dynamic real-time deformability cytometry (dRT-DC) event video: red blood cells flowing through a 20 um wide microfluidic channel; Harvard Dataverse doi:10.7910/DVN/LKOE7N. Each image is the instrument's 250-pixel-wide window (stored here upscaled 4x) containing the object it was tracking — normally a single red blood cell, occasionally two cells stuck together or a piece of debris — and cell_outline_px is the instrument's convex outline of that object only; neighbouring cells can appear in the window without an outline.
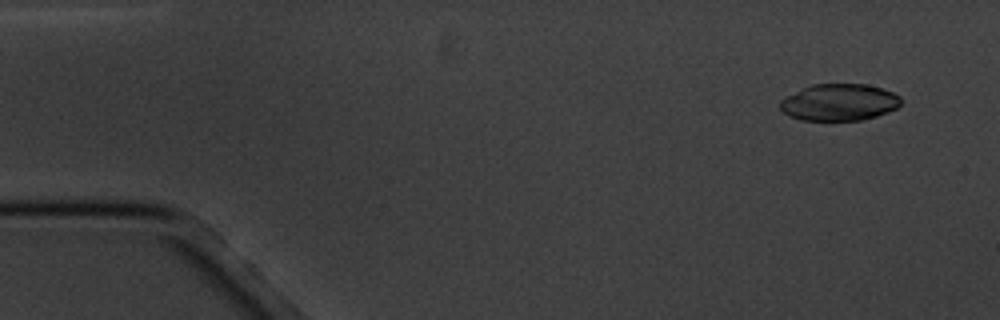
{"species": "common noctule bat (a hibernating species)", "species_latin": "Nyctalus noctula", "temperature_condition": "cold", "stored_images_in_passage": 5, "camera_frame_rate_fps": 3000, "um_per_image_px": 0.085, "animal": {"sex": "male", "body_mass_g": 20.1, "forearm_length_mm": 53.5}, "frame": {"image": 1, "passage_image": 1, "time_ms": 0.0, "image_size_px": [1000, 320], "cell_outline_px": [[900, 104], [896, 108], [876, 116], [860, 120], [800, 120], [788, 116], [780, 108], [780, 100], [812, 84], [864, 84], [880, 88], [892, 92], [900, 96]], "centroid_in_image_um": [71.32, 8.7], "position_along_channel_um": 13.7, "area_um2": 25.61}}
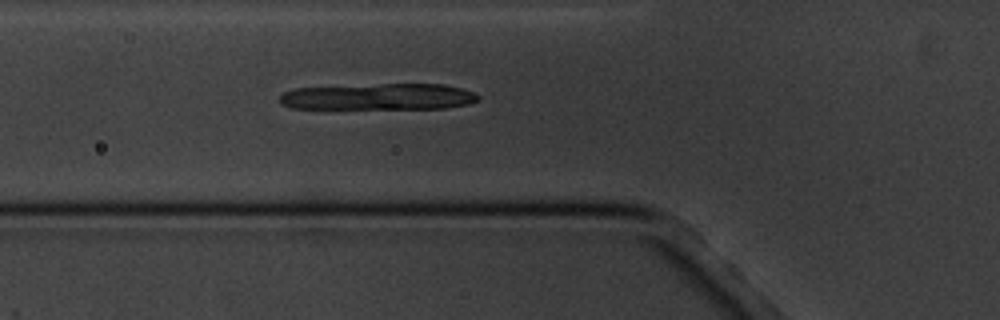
{"frame": {"image": 2, "passage_image": 5, "time_ms": 5.333, "image_size_px": [1000, 320], "cell_outline_px": [[480, 100], [468, 104], [444, 108], [292, 108], [280, 104], [280, 96], [284, 92], [296, 88], [380, 84], [444, 84], [476, 92], [480, 96]], "centroid_in_image_um": [32.23, 8.22], "position_along_channel_um": 93.6, "area_um2": 30.4}}